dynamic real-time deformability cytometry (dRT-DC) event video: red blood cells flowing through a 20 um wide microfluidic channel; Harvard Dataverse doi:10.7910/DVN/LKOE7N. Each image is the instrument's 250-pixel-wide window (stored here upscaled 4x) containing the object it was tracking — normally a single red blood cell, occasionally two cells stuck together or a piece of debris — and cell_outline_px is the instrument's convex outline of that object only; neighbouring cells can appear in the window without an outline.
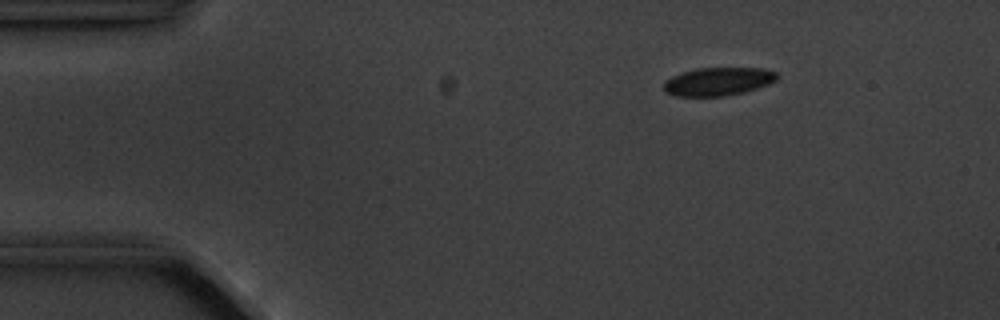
{"species": "common noctule bat (a hibernating species)", "species_latin": "Nyctalus noctula", "temperature_condition": "cold", "stored_images_in_passage": 3, "camera_frame_rate_fps": 3000, "um_per_image_px": 0.085, "animal": {"sex": "male", "body_mass_g": 20.1, "forearm_length_mm": 53.5}, "frame": {"image": 1, "passage_image": 1, "time_ms": 0.0, "image_size_px": [1000, 320], "cell_outline_px": [[776, 80], [768, 84], [744, 92], [724, 96], [676, 96], [664, 92], [664, 80], [680, 72], [696, 68], [764, 68], [776, 72]], "centroid_in_image_um": [60.99, 6.92], "position_along_channel_um": 24.0, "area_um2": 18.67}}